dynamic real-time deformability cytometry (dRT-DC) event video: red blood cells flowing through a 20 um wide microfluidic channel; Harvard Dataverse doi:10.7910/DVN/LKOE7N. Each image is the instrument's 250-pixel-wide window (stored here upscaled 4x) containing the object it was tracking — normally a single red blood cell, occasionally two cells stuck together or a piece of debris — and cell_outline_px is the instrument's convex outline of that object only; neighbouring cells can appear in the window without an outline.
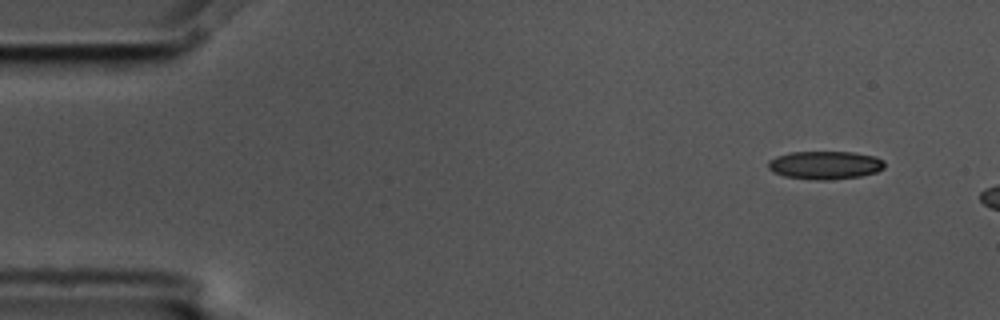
{"species": "common noctule bat (a hibernating species)", "species_latin": "Nyctalus noctula", "temperature_condition": "cold", "stored_images_in_passage": 3, "camera_frame_rate_fps": 3000, "um_per_image_px": 0.085, "animal": {"sex": "male", "body_mass_g": 17.5, "forearm_length_mm": 52.3}, "frame": {"image": 1, "passage_image": 1, "time_ms": 0.0, "image_size_px": [1000, 320], "cell_outline_px": [[884, 168], [876, 172], [860, 176], [828, 180], [816, 180], [784, 176], [772, 172], [768, 168], [768, 160], [776, 156], [792, 152], [852, 152], [876, 156], [884, 160]], "centroid_in_image_um": [70.12, 14.03], "position_along_channel_um": 14.9, "area_um2": 19.19}}